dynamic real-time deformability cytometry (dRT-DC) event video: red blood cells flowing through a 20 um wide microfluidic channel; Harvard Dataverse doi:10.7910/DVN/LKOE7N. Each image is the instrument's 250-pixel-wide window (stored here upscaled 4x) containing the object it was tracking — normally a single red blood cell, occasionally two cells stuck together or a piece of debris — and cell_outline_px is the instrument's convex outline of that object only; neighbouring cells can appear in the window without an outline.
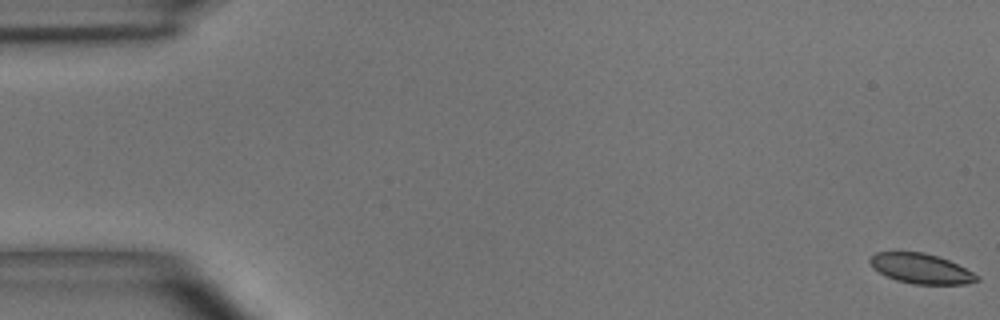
{"species": "common noctule bat (a hibernating species)", "species_latin": "Nyctalus noctula", "temperature_condition": "room temperature", "stored_images_in_passage": 5, "camera_frame_rate_fps": 3000, "um_per_image_px": 0.085, "animal": {"sex": "male", "body_mass_g": 15.6}, "frame": {"image": 1, "passage_image": 1, "time_ms": 0.0, "image_size_px": [1000, 320], "cell_outline_px": [[980, 280], [968, 284], [912, 284], [896, 280], [872, 268], [868, 260], [876, 252], [924, 252], [948, 260], [980, 276]], "centroid_in_image_um": [78.29, 22.84], "position_along_channel_um": 6.7, "area_um2": 18.55}}
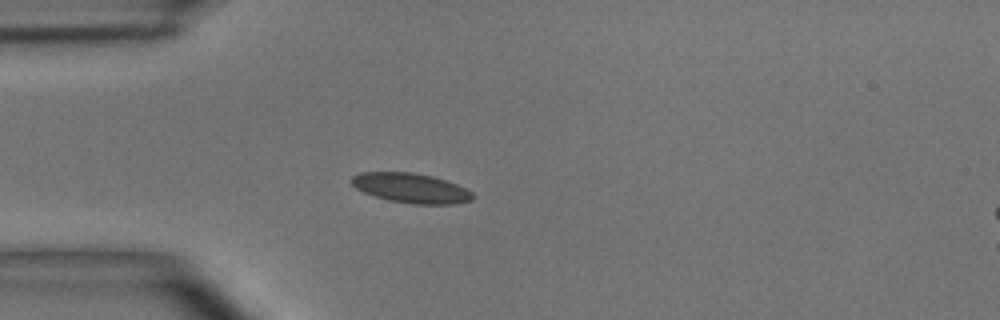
{"frame": {"image": 2, "passage_image": 5, "time_ms": 4.667, "image_size_px": [1000, 320], "cell_outline_px": [[476, 196], [472, 200], [456, 204], [412, 204], [388, 200], [364, 192], [356, 188], [348, 180], [352, 176], [360, 172], [412, 172], [432, 176], [456, 184], [472, 192]], "centroid_in_image_um": [34.92, 15.98], "position_along_channel_um": 50.1, "area_um2": 21.04}}